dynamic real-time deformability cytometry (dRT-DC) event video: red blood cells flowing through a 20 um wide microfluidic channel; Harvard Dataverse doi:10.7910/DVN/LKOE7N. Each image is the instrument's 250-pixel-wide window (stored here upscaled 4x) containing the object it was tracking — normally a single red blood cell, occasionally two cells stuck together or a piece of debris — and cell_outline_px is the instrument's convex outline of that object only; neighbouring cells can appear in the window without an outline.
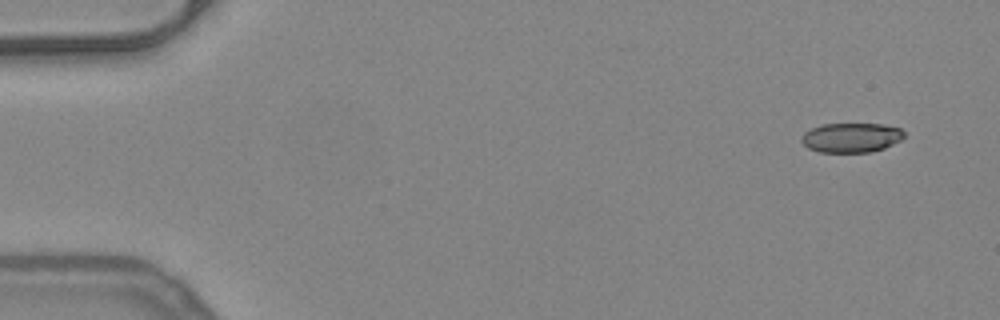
{"species": "common noctule bat (a hibernating species)", "species_latin": "Nyctalus noctula", "temperature_condition": "warm", "stored_images_in_passage": 14, "camera_frame_rate_fps": 3000, "um_per_image_px": 0.085, "animal": {"sex": "female", "body_mass_g": 24.6, "forearm_length_mm": 56.2}, "frame": {"image": 1, "passage_image": 1, "time_ms": 0.0, "image_size_px": [1000, 320], "cell_outline_px": [[904, 136], [900, 140], [884, 148], [872, 152], [820, 152], [808, 148], [800, 140], [804, 132], [820, 124], [884, 124], [900, 128], [904, 132]], "centroid_in_image_um": [72.35, 11.69], "position_along_channel_um": 12.7, "area_um2": 17.69}}
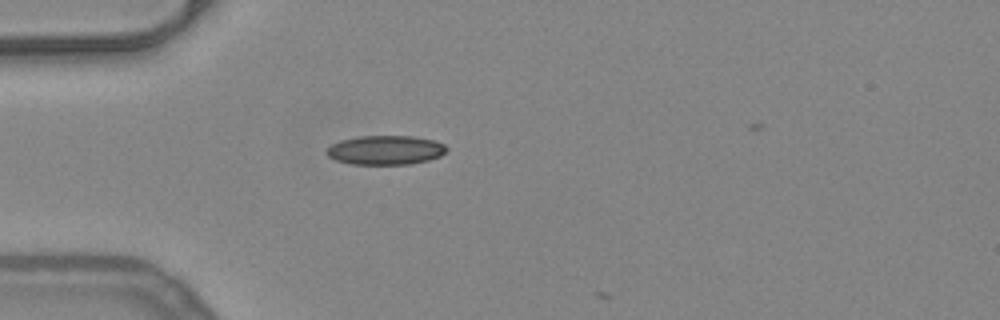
{"frame": {"image": 2, "passage_image": 13, "time_ms": 4.0, "image_size_px": [1000, 320], "cell_outline_px": [[448, 148], [440, 156], [428, 160], [412, 164], [352, 164], [336, 160], [328, 156], [324, 152], [332, 144], [340, 140], [360, 136], [412, 136], [436, 140], [444, 144]], "centroid_in_image_um": [32.77, 12.75], "position_along_channel_um": 52.2, "area_um2": 20.46}}